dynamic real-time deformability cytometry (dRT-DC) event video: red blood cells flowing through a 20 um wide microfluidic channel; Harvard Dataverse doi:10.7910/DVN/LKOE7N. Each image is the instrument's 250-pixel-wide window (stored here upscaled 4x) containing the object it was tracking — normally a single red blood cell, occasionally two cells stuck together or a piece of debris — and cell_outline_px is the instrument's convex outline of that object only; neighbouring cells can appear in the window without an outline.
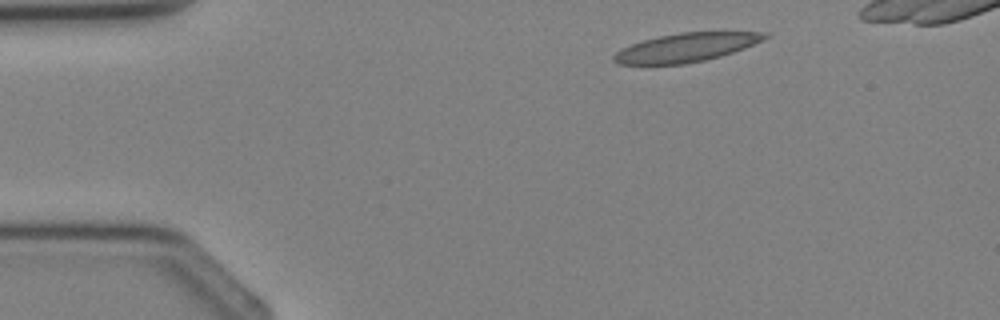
{"species": "Egyptian fruit bat (a non-hibernating species)", "species_latin": "Rousettus aegyptiacus", "temperature_condition": "cold", "stored_images_in_passage": 3, "camera_frame_rate_fps": 3000, "um_per_image_px": 0.085, "animal": {"sex": "female"}, "frame": {"image": 1, "passage_image": 1, "time_ms": 0.0, "image_size_px": [1000, 320], "cell_outline_px": [[768, 36], [764, 40], [744, 48], [720, 56], [704, 60], [684, 64], [616, 64], [612, 60], [612, 56], [616, 52], [632, 44], [644, 40], [660, 36], [680, 32], [768, 32]], "centroid_in_image_um": [58.32, 4.03], "position_along_channel_um": 26.7, "area_um2": 24.97}}